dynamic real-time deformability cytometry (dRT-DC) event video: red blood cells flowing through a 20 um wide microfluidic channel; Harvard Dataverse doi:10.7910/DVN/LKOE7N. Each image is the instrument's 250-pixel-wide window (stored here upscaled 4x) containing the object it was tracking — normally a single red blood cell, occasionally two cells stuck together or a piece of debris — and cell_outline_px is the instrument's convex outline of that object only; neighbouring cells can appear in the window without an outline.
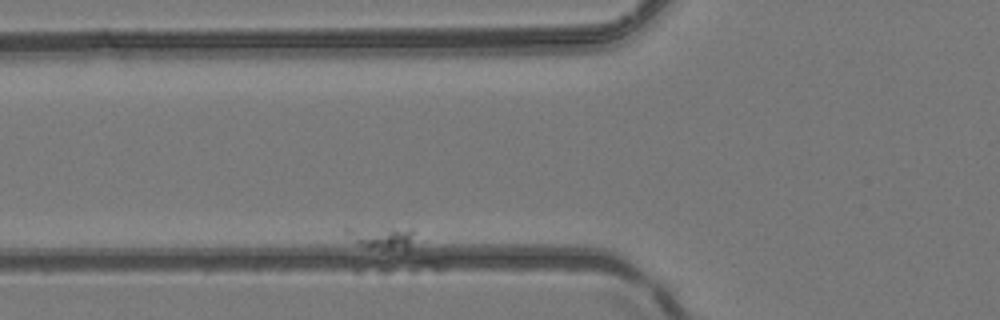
{"species": "common noctule bat (a hibernating species)", "species_latin": "Nyctalus noctula", "temperature_condition": "room temperature", "stored_images_in_passage": 9, "camera_frame_rate_fps": 3000, "um_per_image_px": 0.085, "animal": {"sex": "female", "body_mass_g": 24.6, "forearm_length_mm": 56.2}, "frame": {"image": 1, "passage_image": 2, "time_ms": 0.333, "image_size_px": [1000, 320], "cell_outline_px": [[428, 240], [420, 248], [408, 252], [380, 252], [356, 244], [344, 232], [344, 228], [412, 228]], "centroid_in_image_um": [32.9, 20.31], "position_along_channel_um": 92.9, "area_um2": 11.33}}
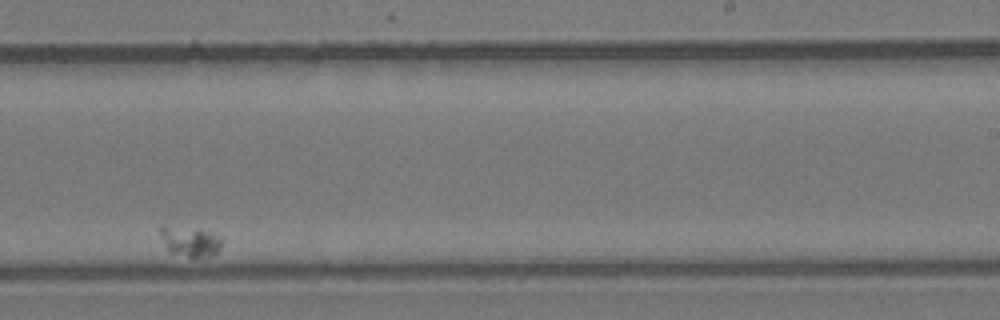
{"frame": {"image": 2, "passage_image": 8, "time_ms": 2.333, "image_size_px": [1000, 320], "cell_outline_px": [[220, 248], [212, 256], [188, 256], [168, 252], [160, 232], [160, 224], [212, 228], [220, 240]], "centroid_in_image_um": [16.16, 20.43], "position_along_channel_um": 272.8, "area_um2": 11.21}}